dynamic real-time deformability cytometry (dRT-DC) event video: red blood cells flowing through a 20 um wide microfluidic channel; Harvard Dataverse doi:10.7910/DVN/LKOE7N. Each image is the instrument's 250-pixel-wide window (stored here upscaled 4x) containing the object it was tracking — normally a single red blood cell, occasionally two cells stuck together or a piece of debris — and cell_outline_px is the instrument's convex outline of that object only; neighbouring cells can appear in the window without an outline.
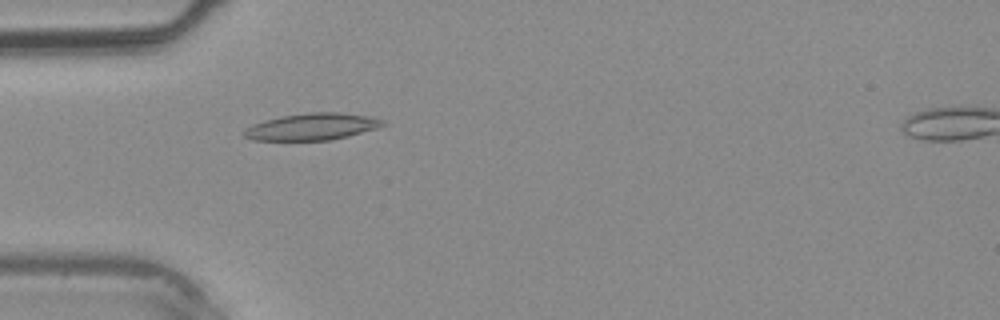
{"species": "common noctule bat (a hibernating species)", "species_latin": "Nyctalus noctula", "temperature_condition": "warm", "stored_images_in_passage": 31, "camera_frame_rate_fps": 3000, "um_per_image_px": 0.085, "animal": {"sex": "male", "body_mass_g": 20.4}, "frame": {"image": 1, "passage_image": 4, "time_ms": 1.0, "image_size_px": [1000, 320], "cell_outline_px": [[388, 124], [380, 128], [332, 140], [252, 140], [244, 136], [244, 132], [252, 124], [280, 116], [308, 112], [340, 112], [372, 116], [384, 120]], "centroid_in_image_um": [26.62, 10.76], "position_along_channel_um": 58.4, "area_um2": 21.91}}
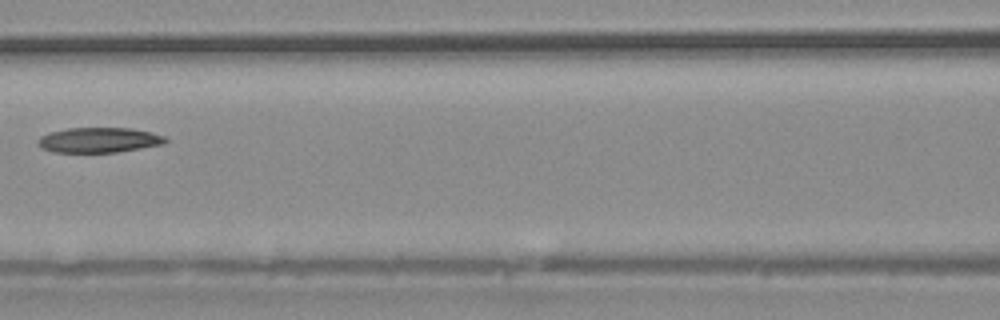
{"frame": {"image": 2, "passage_image": 10, "time_ms": 3.0, "image_size_px": [1000, 320], "cell_outline_px": [[168, 140], [164, 144], [116, 152], [52, 152], [40, 148], [36, 144], [36, 140], [40, 136], [52, 132], [68, 128], [132, 128], [152, 132], [164, 136]], "centroid_in_image_um": [8.38, 11.9], "position_along_channel_um": 158.2, "area_um2": 18.73}}
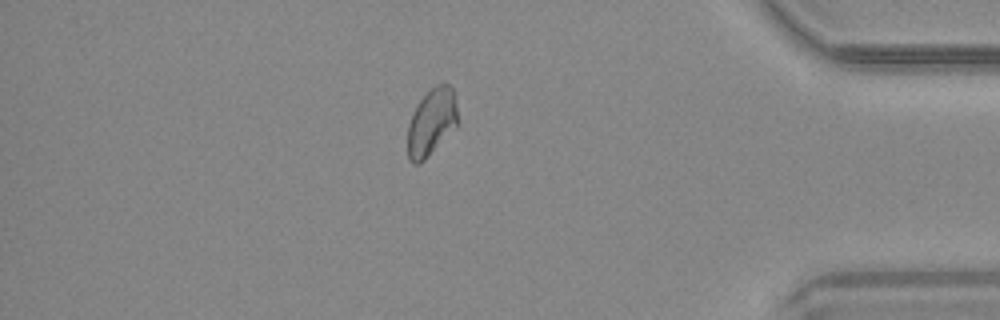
{"frame": {"image": 3, "passage_image": 26, "time_ms": 8.333, "image_size_px": [1000, 320], "cell_outline_px": [[456, 128], [420, 164], [412, 164], [408, 156], [408, 124], [412, 112], [416, 104], [436, 84], [448, 84], [452, 88], [456, 96]], "centroid_in_image_um": [36.67, 10.39], "position_along_channel_um": 398.5, "area_um2": 19.54}}